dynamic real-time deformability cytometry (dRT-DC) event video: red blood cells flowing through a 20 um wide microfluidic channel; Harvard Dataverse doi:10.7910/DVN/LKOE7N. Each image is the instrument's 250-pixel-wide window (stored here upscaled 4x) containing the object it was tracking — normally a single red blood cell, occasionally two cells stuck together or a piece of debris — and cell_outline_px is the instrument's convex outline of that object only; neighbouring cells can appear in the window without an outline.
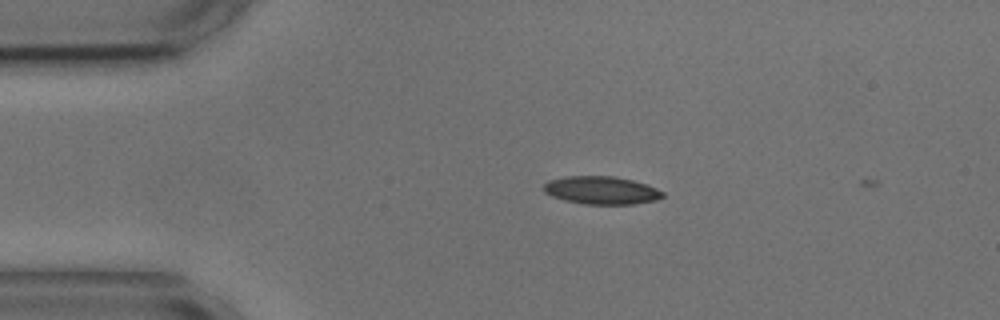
{"species": "common noctule bat (a hibernating species)", "species_latin": "Nyctalus noctula", "temperature_condition": "cold", "stored_images_in_passage": 4, "camera_frame_rate_fps": 3000, "um_per_image_px": 0.085, "animal": {"sex": "male", "body_mass_g": 17.9, "forearm_length_mm": 54.2}, "frame": {"image": 1, "passage_image": 2, "time_ms": 0.333, "image_size_px": [1000, 320], "cell_outline_px": [[664, 196], [656, 200], [632, 204], [584, 204], [564, 200], [552, 196], [544, 192], [544, 184], [548, 180], [564, 176], [616, 176], [632, 180], [656, 188], [664, 192]], "centroid_in_image_um": [51.1, 16.17], "position_along_channel_um": 33.9, "area_um2": 19.36}}